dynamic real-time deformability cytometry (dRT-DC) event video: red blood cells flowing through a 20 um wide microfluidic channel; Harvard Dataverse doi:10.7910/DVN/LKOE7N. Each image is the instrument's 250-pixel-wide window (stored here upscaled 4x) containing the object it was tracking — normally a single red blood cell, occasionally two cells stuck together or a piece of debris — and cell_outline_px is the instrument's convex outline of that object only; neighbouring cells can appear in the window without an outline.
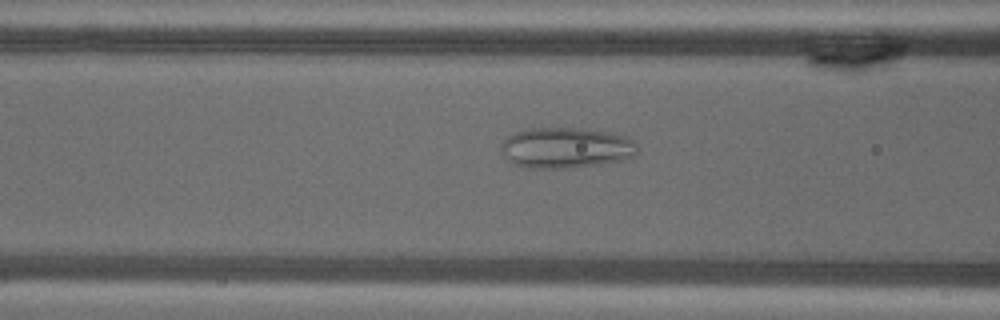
{"species": "common noctule bat (a hibernating species)", "species_latin": "Nyctalus noctula", "temperature_condition": "warm", "stored_images_in_passage": 39, "camera_frame_rate_fps": 3000, "um_per_image_px": 0.085, "animal": {"sex": "male", "body_mass_g": 18.8}, "frame": {"image": 1, "passage_image": 5, "time_ms": 1.333, "image_size_px": [1000, 320], "cell_outline_px": [[640, 148], [636, 156], [624, 160], [600, 164], [568, 168], [528, 168], [512, 164], [508, 160], [500, 148], [500, 144], [508, 136], [524, 128], [584, 128], [612, 132], [624, 136], [632, 140]], "centroid_in_image_um": [48.13, 12.56], "position_along_channel_um": 118.5, "area_um2": 32.83}}
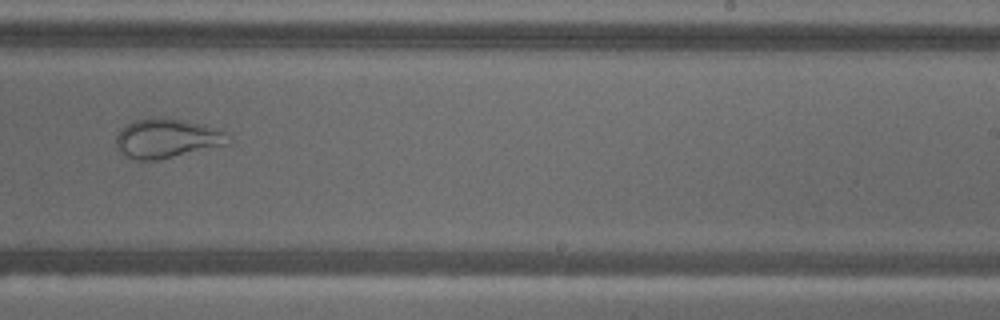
{"frame": {"image": 2, "passage_image": 18, "time_ms": 5.667, "image_size_px": [1000, 320], "cell_outline_px": [[232, 144], [156, 160], [136, 160], [124, 156], [116, 148], [116, 136], [120, 128], [136, 120], [156, 116], [160, 116], [204, 124], [216, 128], [224, 132], [232, 140]], "centroid_in_image_um": [14.19, 11.76], "position_along_channel_um": 274.8, "area_um2": 26.07}}
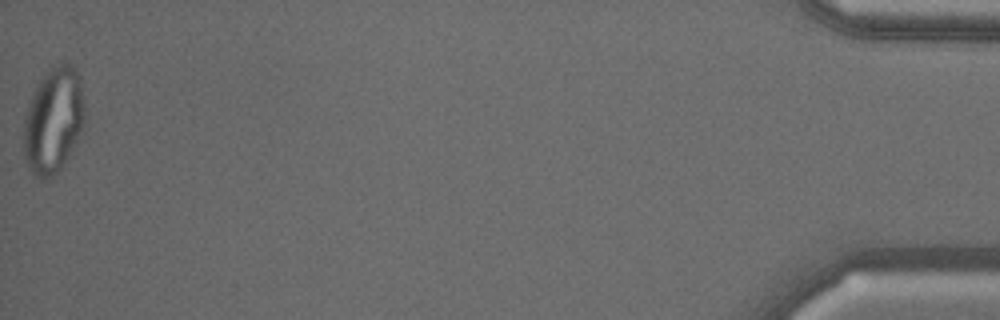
{"frame": {"image": 3, "passage_image": 39, "time_ms": 12.667, "image_size_px": [1000, 320], "cell_outline_px": [[84, 124], [68, 156], [60, 168], [52, 176], [40, 180], [32, 176], [24, 160], [24, 116], [28, 104], [36, 84], [44, 72], [48, 68], [60, 60], [72, 64], [80, 76], [84, 96]], "centroid_in_image_um": [4.52, 10.17], "position_along_channel_um": 430.7, "area_um2": 38.32}}